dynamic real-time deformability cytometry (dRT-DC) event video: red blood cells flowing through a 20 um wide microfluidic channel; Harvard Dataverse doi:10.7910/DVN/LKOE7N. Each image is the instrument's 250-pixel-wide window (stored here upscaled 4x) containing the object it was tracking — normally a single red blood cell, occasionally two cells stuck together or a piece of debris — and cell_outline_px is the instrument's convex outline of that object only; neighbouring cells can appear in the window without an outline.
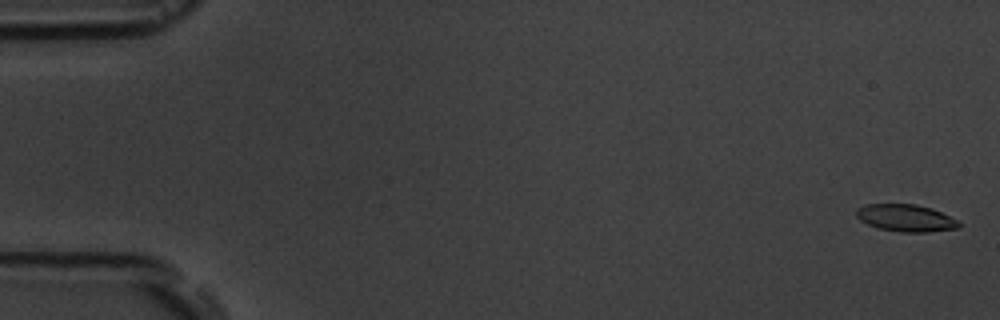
{"species": "common noctule bat (a hibernating species)", "species_latin": "Nyctalus noctula", "temperature_condition": "room temperature", "stored_images_in_passage": 6, "camera_frame_rate_fps": 3000, "um_per_image_px": 0.085, "animal": {"sex": "male", "body_mass_g": 19.5, "forearm_length_mm": 54.6}, "frame": {"image": 1, "passage_image": 1, "time_ms": 0.0, "image_size_px": [1000, 320], "cell_outline_px": [[960, 228], [928, 232], [900, 232], [876, 228], [860, 220], [856, 216], [856, 212], [860, 208], [868, 204], [916, 204], [932, 208], [960, 220]], "centroid_in_image_um": [77.05, 18.54], "position_along_channel_um": 8.0, "area_um2": 16.36}}